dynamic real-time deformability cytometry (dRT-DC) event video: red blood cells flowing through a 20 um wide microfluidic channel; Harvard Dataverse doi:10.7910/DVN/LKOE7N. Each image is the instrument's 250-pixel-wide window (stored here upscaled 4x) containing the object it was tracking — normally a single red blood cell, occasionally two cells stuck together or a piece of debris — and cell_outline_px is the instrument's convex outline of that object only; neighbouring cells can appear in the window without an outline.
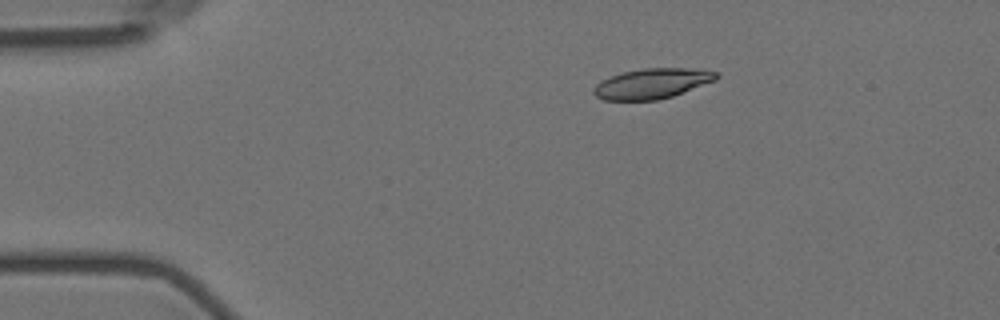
{"species": "Egyptian fruit bat (a non-hibernating species)", "species_latin": "Rousettus aegyptiacus", "temperature_condition": "room temperature", "stored_images_in_passage": 3, "camera_frame_rate_fps": 3000, "um_per_image_px": 0.085, "animal": {"sex": "female"}, "frame": {"image": 1, "passage_image": 1, "time_ms": 0.0, "image_size_px": [1000, 320], "cell_outline_px": [[720, 76], [716, 80], [672, 96], [656, 100], [604, 100], [596, 96], [592, 92], [592, 88], [596, 84], [612, 76], [624, 72], [644, 68], [704, 68], [720, 72]], "centroid_in_image_um": [55.49, 7.09], "position_along_channel_um": 29.5, "area_um2": 21.68}}